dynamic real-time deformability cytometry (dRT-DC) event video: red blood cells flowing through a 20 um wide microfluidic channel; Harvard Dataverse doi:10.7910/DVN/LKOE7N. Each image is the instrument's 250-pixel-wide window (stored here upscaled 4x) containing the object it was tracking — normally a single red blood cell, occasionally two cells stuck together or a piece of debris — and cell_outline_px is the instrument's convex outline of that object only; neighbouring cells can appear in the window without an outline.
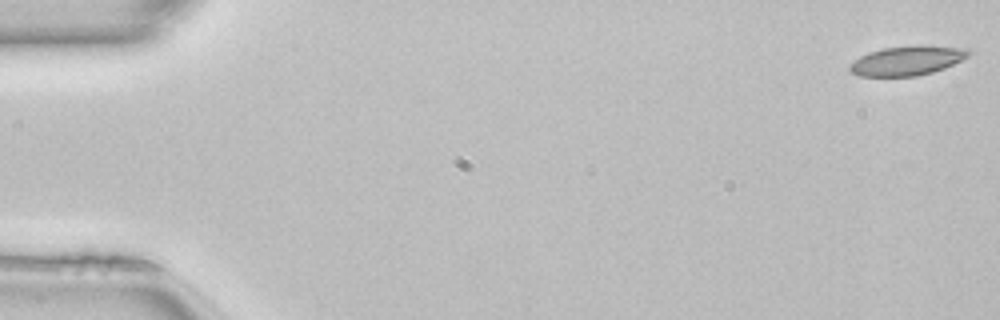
{"species": "common noctule bat (a hibernating species)", "species_latin": "Nyctalus noctula", "temperature_condition": "room temperature", "stored_images_in_passage": 8, "camera_frame_rate_fps": 3000, "um_per_image_px": 0.085, "animal": {"sex": "female", "body_mass_g": 22.7, "forearm_length_mm": 54.2}, "frame": {"image": 1, "passage_image": 1, "time_ms": 0.0, "image_size_px": [1000, 320], "cell_outline_px": [[972, 52], [968, 56], [944, 68], [932, 72], [916, 76], [860, 76], [852, 72], [848, 68], [848, 64], [860, 56], [868, 52], [884, 48], [916, 44], [920, 44], [968, 48]], "centroid_in_image_um": [77.11, 5.13], "position_along_channel_um": 7.9, "area_um2": 20.58}}